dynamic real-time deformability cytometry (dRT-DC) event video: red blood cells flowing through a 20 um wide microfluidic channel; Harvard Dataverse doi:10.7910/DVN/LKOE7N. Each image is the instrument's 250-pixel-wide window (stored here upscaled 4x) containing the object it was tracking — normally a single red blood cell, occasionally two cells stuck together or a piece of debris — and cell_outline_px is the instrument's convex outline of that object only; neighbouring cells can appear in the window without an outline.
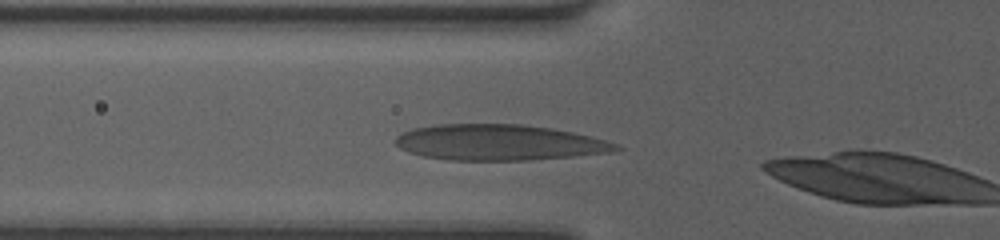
{"species": "human", "species_latin": "Homo sapiens", "temperature_condition": "room temperature", "stored_images_in_passage": 3, "camera_frame_rate_fps": 3000, "um_per_image_px": 0.085, "donor": {"sex": "female"}, "frame": {"image": 1, "passage_image": 2, "time_ms": 0.333, "image_size_px": [1000, 240], "cell_outline_px": [[624, 148], [612, 152], [532, 160], [448, 160], [424, 156], [408, 152], [400, 148], [392, 140], [400, 132], [412, 128], [436, 124], [524, 124], [552, 128], [572, 132], [604, 140], [616, 144]], "centroid_in_image_um": [42.35, 12.1], "position_along_channel_um": 83.4, "area_um2": 46.18}}